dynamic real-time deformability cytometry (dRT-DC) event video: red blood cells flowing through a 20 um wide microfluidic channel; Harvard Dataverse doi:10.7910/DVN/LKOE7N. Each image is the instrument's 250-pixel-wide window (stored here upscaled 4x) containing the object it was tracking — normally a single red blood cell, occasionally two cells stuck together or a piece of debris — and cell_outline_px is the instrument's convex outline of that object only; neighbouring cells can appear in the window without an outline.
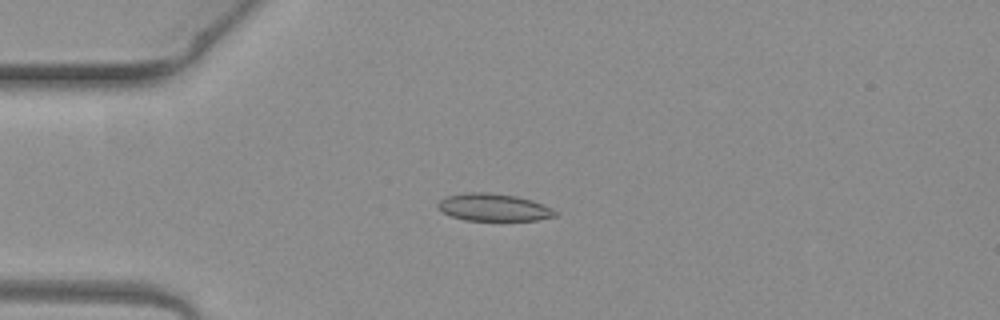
{"species": "common noctule bat (a hibernating species)", "species_latin": "Nyctalus noctula", "temperature_condition": "warm", "stored_images_in_passage": 5, "camera_frame_rate_fps": 3000, "um_per_image_px": 0.085, "animal": {"sex": "female", "body_mass_g": 19.3, "forearm_length_mm": 54.1}, "frame": {"image": 1, "passage_image": 3, "time_ms": 0.667, "image_size_px": [1000, 320], "cell_outline_px": [[560, 212], [556, 216], [536, 220], [464, 220], [440, 212], [436, 208], [436, 204], [444, 196], [464, 192], [488, 192], [516, 196], [532, 200], [544, 204]], "centroid_in_image_um": [41.93, 17.61], "position_along_channel_um": 43.1, "area_um2": 19.07}}
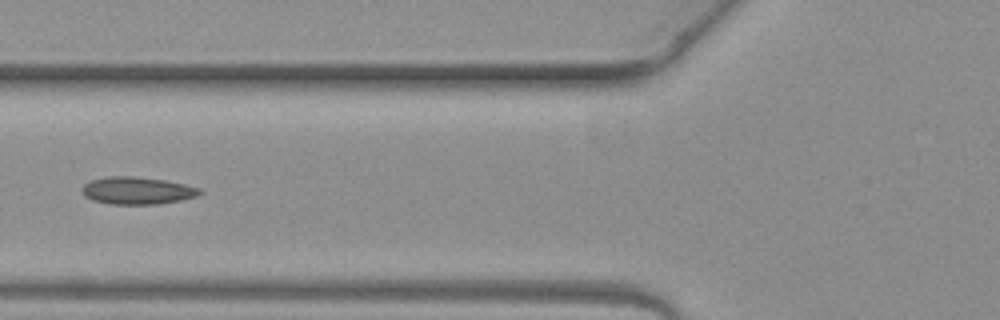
{"frame": {"image": 2, "passage_image": 5, "time_ms": 1.333, "image_size_px": [1000, 320], "cell_outline_px": [[204, 192], [196, 196], [180, 200], [156, 204], [112, 204], [92, 200], [84, 196], [80, 188], [84, 184], [92, 180], [108, 176], [132, 176], [164, 180], [184, 184], [200, 188]], "centroid_in_image_um": [11.64, 16.2], "position_along_channel_um": 114.2, "area_um2": 18.73}}